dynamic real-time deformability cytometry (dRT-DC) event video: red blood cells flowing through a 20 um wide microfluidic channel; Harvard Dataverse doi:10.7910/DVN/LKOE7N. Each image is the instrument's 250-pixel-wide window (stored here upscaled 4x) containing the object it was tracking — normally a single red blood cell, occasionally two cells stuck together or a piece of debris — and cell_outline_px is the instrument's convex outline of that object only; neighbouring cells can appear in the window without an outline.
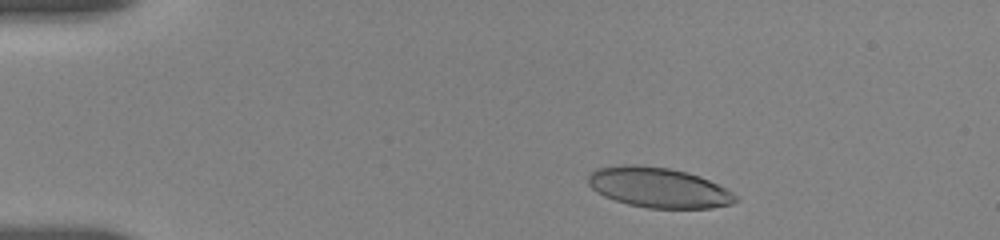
{"species": "human", "species_latin": "Homo sapiens", "temperature_condition": "room temperature", "stored_images_in_passage": 15, "camera_frame_rate_fps": 3000, "um_per_image_px": 0.085, "donor": {"sex": "female"}, "frame": {"image": 1, "passage_image": 3, "time_ms": 1.0, "image_size_px": [1000, 240], "cell_outline_px": [[740, 200], [732, 204], [712, 208], [648, 208], [628, 204], [604, 196], [596, 192], [588, 184], [588, 176], [596, 168], [624, 164], [640, 164], [668, 168], [688, 172], [700, 176], [732, 192]], "centroid_in_image_um": [55.96, 15.94], "position_along_channel_um": 29.0, "area_um2": 34.56}}
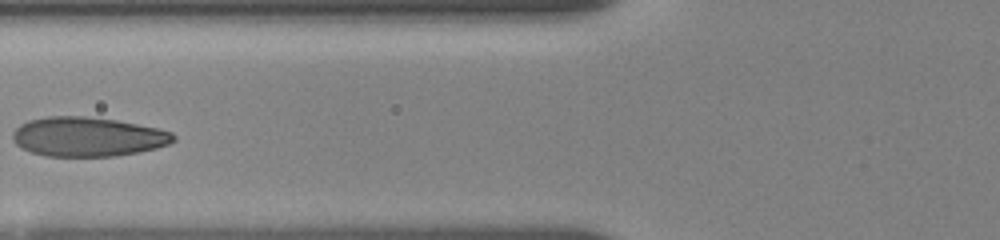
{"frame": {"image": 2, "passage_image": 12, "time_ms": 5.333, "image_size_px": [1000, 240], "cell_outline_px": [[176, 140], [168, 144], [156, 148], [116, 156], [44, 156], [20, 148], [12, 140], [12, 132], [20, 124], [28, 120], [48, 116], [84, 116], [116, 120], [160, 128], [172, 132], [176, 136]], "centroid_in_image_um": [7.44, 11.62], "position_along_channel_um": 118.4, "area_um2": 37.11}}
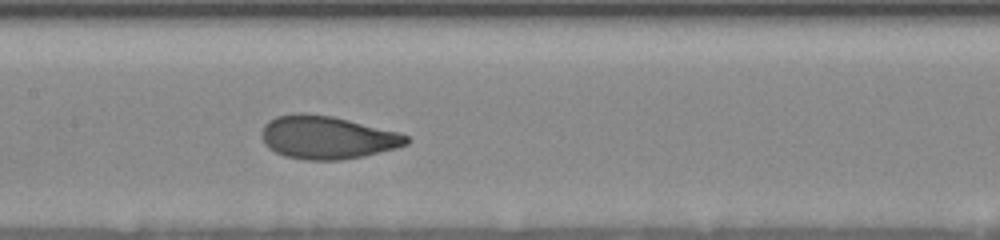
{"frame": {"image": 3, "passage_image": 15, "time_ms": 7.0, "image_size_px": [1000, 240], "cell_outline_px": [[412, 140], [408, 144], [396, 148], [364, 156], [340, 160], [304, 160], [284, 156], [268, 148], [264, 144], [260, 136], [260, 132], [264, 124], [268, 120], [276, 116], [296, 112], [304, 112], [332, 116], [400, 132], [408, 136]], "centroid_in_image_um": [27.78, 11.67], "position_along_channel_um": 179.6, "area_um2": 36.88}}